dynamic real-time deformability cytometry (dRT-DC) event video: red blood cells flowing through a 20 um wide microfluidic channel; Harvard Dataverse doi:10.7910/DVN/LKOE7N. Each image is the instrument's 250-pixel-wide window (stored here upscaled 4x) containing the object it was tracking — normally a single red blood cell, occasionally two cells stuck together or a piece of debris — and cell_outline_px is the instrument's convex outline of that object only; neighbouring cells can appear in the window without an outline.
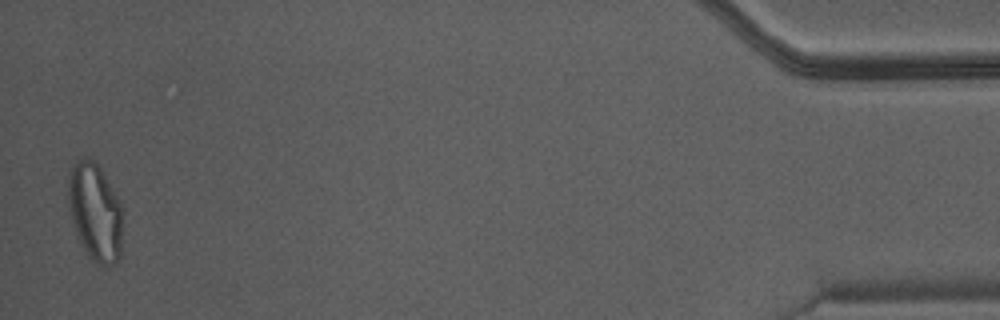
{"species": "Egyptian fruit bat (a non-hibernating species)", "species_latin": "Rousettus aegyptiacus", "temperature_condition": "warm", "stored_images_in_passage": 45, "camera_frame_rate_fps": 3000, "um_per_image_px": 0.085, "animal": {"sex": "male"}, "frame": {"image": 1, "passage_image": 45, "time_ms": 14.667, "image_size_px": [1000, 320], "cell_outline_px": [[124, 212], [120, 256], [116, 264], [108, 268], [104, 268], [96, 264], [88, 256], [80, 244], [68, 208], [68, 184], [72, 168], [80, 160], [92, 160], [100, 168], [116, 196]], "centroid_in_image_um": [8.12, 18.16], "position_along_channel_um": 427.1, "area_um2": 31.1}}